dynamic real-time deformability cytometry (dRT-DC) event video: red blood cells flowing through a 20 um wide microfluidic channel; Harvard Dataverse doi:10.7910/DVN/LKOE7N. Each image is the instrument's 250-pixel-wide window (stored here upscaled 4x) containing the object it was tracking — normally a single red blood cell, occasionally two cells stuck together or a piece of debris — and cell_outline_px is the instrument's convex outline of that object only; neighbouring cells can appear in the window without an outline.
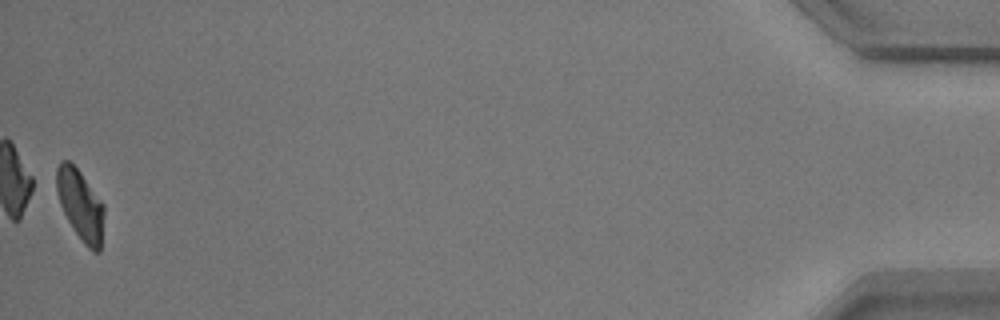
{"species": "common noctule bat (a hibernating species)", "species_latin": "Nyctalus noctula", "temperature_condition": "warm", "stored_images_in_passage": 52, "camera_frame_rate_fps": 3000, "um_per_image_px": 0.085, "animal": {"sex": "male", "body_mass_g": 17.9}, "frame": {"image": 1, "passage_image": 52, "time_ms": 17.0, "image_size_px": [1000, 320], "cell_outline_px": [[104, 216], [100, 252], [92, 252], [84, 244], [68, 220], [60, 204], [56, 192], [56, 168], [60, 160], [68, 160], [80, 172], [104, 204]], "centroid_in_image_um": [6.83, 17.41], "position_along_channel_um": 428.4, "area_um2": 19.48}, "authors_computed_cell_mechanics": {"area_um2": 20.6924, "velocity_mm_per_s": 3.5067, "shape_relaxation_time_tau1_ms": 3.3057, "shape_relaxation_time_tau2_ms": 3.0055, "deformation_change_tau1": 0.1342, "deformation_change_tau2": 0.0686}}